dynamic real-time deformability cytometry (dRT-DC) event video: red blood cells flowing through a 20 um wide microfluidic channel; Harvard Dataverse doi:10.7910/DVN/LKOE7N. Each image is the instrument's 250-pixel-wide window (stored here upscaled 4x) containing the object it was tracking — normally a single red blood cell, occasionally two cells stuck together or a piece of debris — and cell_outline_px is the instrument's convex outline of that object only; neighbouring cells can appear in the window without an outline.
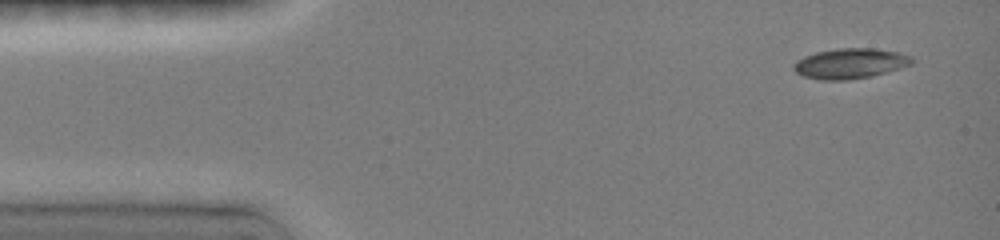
{"species": "common noctule bat (a hibernating species)", "species_latin": "Nyctalus noctula", "temperature_condition": "room temperature", "stored_images_in_passage": 9, "camera_frame_rate_fps": 3000, "um_per_image_px": 0.085, "animal": {"sex": "female", "body_mass_g": 19.0, "forearm_length_mm": 51.5}, "frame": {"image": 1, "passage_image": 1, "time_ms": 0.0, "image_size_px": [1000, 240], "cell_outline_px": [[916, 60], [912, 64], [900, 68], [872, 76], [848, 80], [820, 80], [804, 76], [796, 72], [792, 68], [792, 64], [796, 60], [804, 56], [816, 52], [836, 48], [876, 48], [900, 52], [912, 56]], "centroid_in_image_um": [72.28, 5.39], "position_along_channel_um": 12.7, "area_um2": 21.15}}
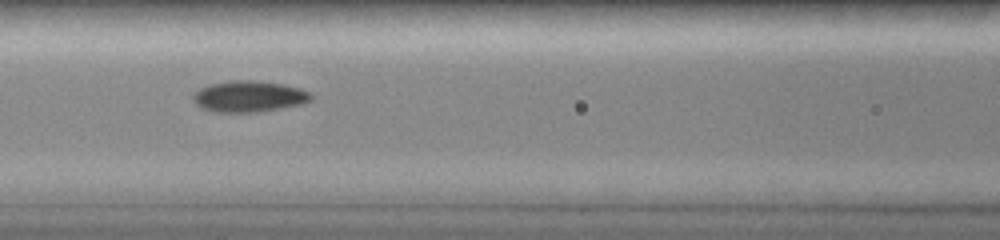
{"frame": {"image": 2, "passage_image": 7, "time_ms": 5.667, "image_size_px": [1000, 240], "cell_outline_px": [[312, 100], [300, 104], [260, 112], [216, 112], [204, 108], [196, 104], [192, 100], [192, 96], [200, 88], [212, 84], [232, 80], [256, 80], [280, 84], [300, 88], [308, 92], [312, 96]], "centroid_in_image_um": [21.16, 8.2], "position_along_channel_um": 145.4, "area_um2": 21.21}}
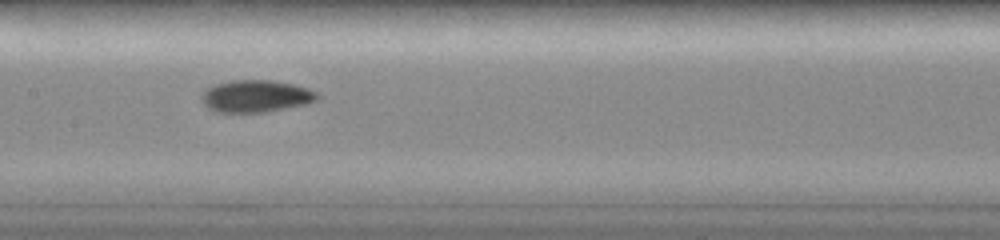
{"frame": {"image": 3, "passage_image": 8, "time_ms": 6.667, "image_size_px": [1000, 240], "cell_outline_px": [[320, 96], [316, 100], [308, 104], [264, 112], [216, 112], [208, 108], [204, 104], [200, 96], [208, 88], [216, 84], [232, 80], [272, 80], [292, 84], [308, 88], [316, 92]], "centroid_in_image_um": [21.76, 8.17], "position_along_channel_um": 185.6, "area_um2": 21.62}}